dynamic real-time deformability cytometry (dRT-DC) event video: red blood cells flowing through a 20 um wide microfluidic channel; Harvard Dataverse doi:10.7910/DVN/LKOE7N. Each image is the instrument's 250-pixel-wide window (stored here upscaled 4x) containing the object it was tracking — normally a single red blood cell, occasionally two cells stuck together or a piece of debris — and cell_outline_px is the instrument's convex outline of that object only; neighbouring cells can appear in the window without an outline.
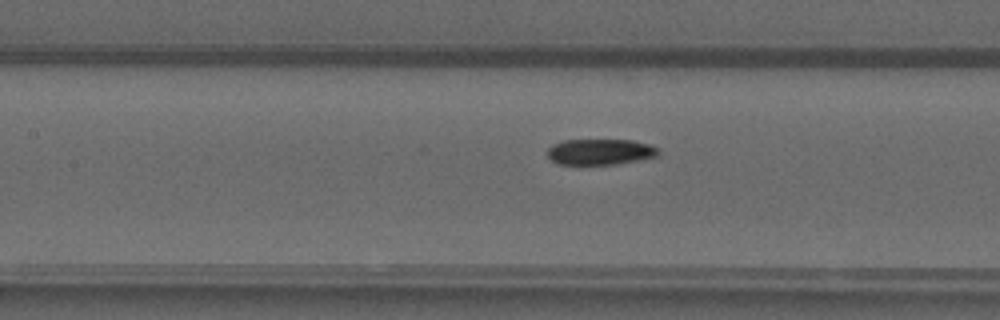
{"species": "common noctule bat (a hibernating species)", "species_latin": "Nyctalus noctula", "temperature_condition": "warm", "stored_images_in_passage": 38, "camera_frame_rate_fps": 3000, "um_per_image_px": 0.085, "animal": {"sex": "male", "forearm_length_mm": 52.5}, "frame": {"image": 1, "passage_image": 11, "time_ms": 3.333, "image_size_px": [1000, 320], "cell_outline_px": [[660, 152], [656, 156], [616, 164], [556, 164], [548, 156], [548, 148], [552, 144], [564, 140], [632, 140], [648, 144], [656, 148]], "centroid_in_image_um": [50.97, 12.9], "position_along_channel_um": 156.4, "area_um2": 16.53}}
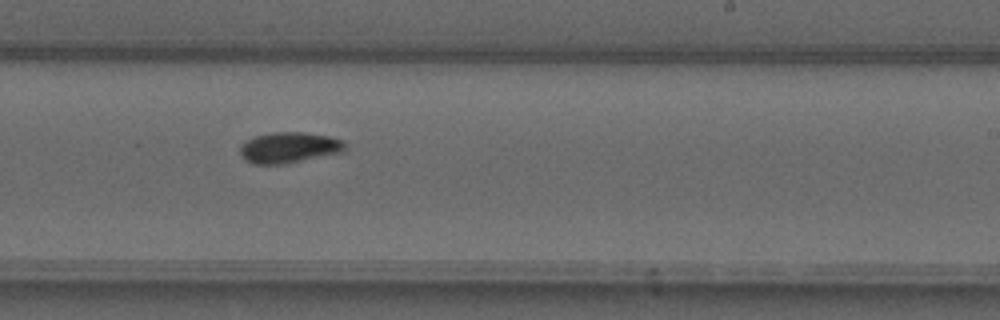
{"frame": {"image": 2, "passage_image": 19, "time_ms": 6.0, "image_size_px": [1000, 320], "cell_outline_px": [[344, 152], [284, 164], [252, 164], [244, 160], [240, 156], [240, 148], [248, 140], [256, 136], [272, 132], [304, 132], [328, 136], [344, 140]], "centroid_in_image_um": [24.57, 12.55], "position_along_channel_um": 264.4, "area_um2": 18.84}}
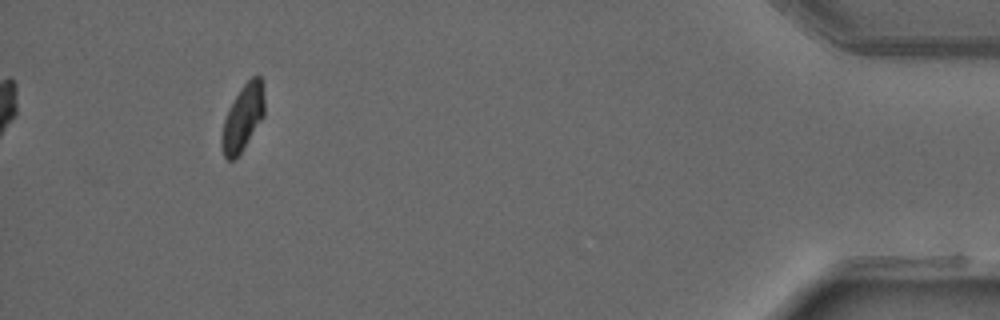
{"frame": {"image": 3, "passage_image": 35, "time_ms": 11.333, "image_size_px": [1000, 320], "cell_outline_px": [[264, 116], [236, 160], [228, 160], [224, 156], [220, 144], [220, 140], [224, 120], [240, 88], [252, 76], [260, 76], [264, 96]], "centroid_in_image_um": [20.63, 10.05], "position_along_channel_um": 414.6, "area_um2": 16.3}, "authors_computed_cell_mechanics": {"area_um2": 17.918, "velocity_mm_per_s": 4.0722, "shape_relaxation_time_tau1_ms": null, "shape_relaxation_time_tau2_ms": 8.8948, "deformation_change_tau1": null, "deformation_change_tau2": 0.1044}}